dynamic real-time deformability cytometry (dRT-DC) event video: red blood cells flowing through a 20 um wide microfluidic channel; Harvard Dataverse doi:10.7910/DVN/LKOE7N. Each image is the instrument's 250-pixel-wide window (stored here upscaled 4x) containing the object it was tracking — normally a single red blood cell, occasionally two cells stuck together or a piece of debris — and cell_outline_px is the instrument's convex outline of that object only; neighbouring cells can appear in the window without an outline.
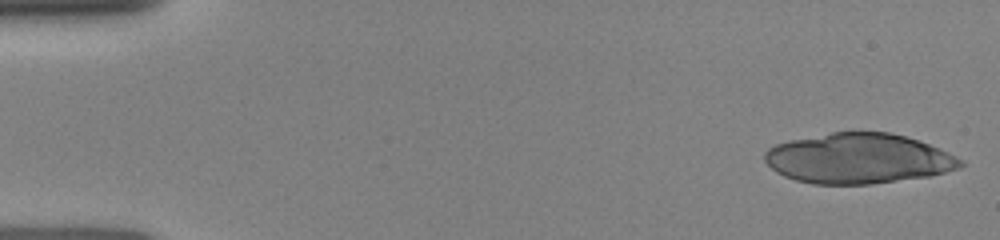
{"species": "human", "species_latin": "Homo sapiens", "temperature_condition": "room temperature", "stored_images_in_passage": 12, "camera_frame_rate_fps": 3000, "um_per_image_px": 0.085, "donor": {"sex": "female"}, "frame": {"image": 1, "passage_image": 1, "time_ms": 0.0, "image_size_px": [1000, 240], "cell_outline_px": [[964, 164], [960, 168], [928, 176], [872, 184], [812, 184], [796, 180], [784, 176], [776, 172], [764, 160], [764, 152], [768, 148], [776, 144], [788, 140], [832, 132], [888, 132], [904, 136], [940, 148], [964, 160]], "centroid_in_image_um": [72.94, 13.47], "position_along_channel_um": 12.1, "area_um2": 57.22}}
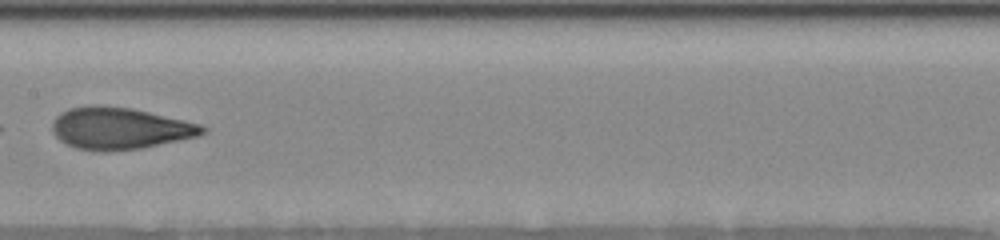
{"frame": {"image": 2, "passage_image": 8, "time_ms": 7.667, "image_size_px": [1000, 240], "cell_outline_px": [[208, 132], [200, 136], [144, 148], [108, 152], [100, 152], [76, 148], [64, 144], [52, 132], [52, 120], [60, 112], [68, 108], [88, 104], [96, 104], [132, 108], [184, 120], [200, 124], [208, 128]], "centroid_in_image_um": [10.17, 10.91], "position_along_channel_um": 197.2, "area_um2": 37.45}}
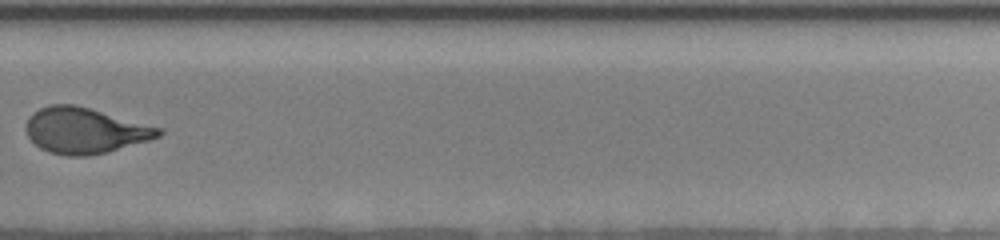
{"frame": {"image": 3, "passage_image": 12, "time_ms": 10.667, "image_size_px": [1000, 240], "cell_outline_px": [[164, 132], [160, 136], [148, 140], [108, 152], [88, 156], [68, 156], [48, 152], [40, 148], [28, 136], [24, 128], [28, 116], [32, 112], [48, 104], [76, 104], [164, 128]], "centroid_in_image_um": [7.21, 11.08], "position_along_channel_um": 322.6, "area_um2": 35.78}}